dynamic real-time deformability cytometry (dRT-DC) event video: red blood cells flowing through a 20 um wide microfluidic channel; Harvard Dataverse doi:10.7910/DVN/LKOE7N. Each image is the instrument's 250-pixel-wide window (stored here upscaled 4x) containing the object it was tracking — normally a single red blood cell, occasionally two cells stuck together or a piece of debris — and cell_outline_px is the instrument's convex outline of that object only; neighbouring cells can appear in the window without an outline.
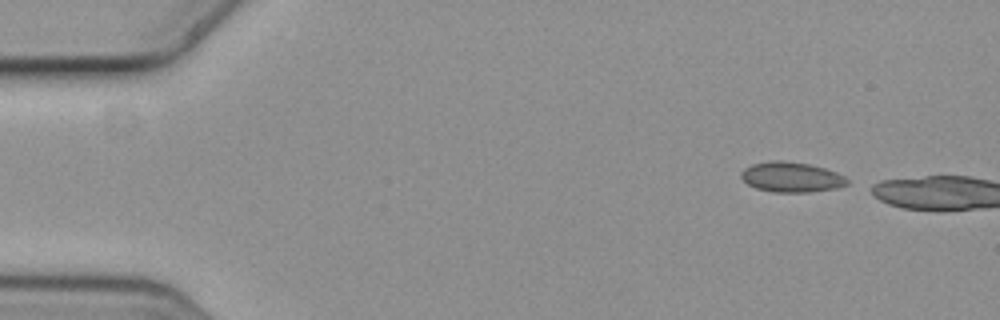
{"species": "common noctule bat (a hibernating species)", "species_latin": "Nyctalus noctula", "temperature_condition": "cold", "stored_images_in_passage": 2, "camera_frame_rate_fps": 3000, "um_per_image_px": 0.085, "animal": {"sex": "female", "body_mass_g": 19.3, "forearm_length_mm": 54.1}, "frame": {"image": 1, "passage_image": 1, "time_ms": 0.0, "image_size_px": [1000, 320], "cell_outline_px": [[848, 184], [836, 188], [808, 192], [772, 192], [756, 188], [748, 184], [740, 176], [740, 172], [744, 168], [752, 164], [772, 160], [780, 160], [808, 164], [824, 168], [836, 172], [844, 176], [848, 180]], "centroid_in_image_um": [67.24, 15.05], "position_along_channel_um": 17.8, "area_um2": 18.55}}